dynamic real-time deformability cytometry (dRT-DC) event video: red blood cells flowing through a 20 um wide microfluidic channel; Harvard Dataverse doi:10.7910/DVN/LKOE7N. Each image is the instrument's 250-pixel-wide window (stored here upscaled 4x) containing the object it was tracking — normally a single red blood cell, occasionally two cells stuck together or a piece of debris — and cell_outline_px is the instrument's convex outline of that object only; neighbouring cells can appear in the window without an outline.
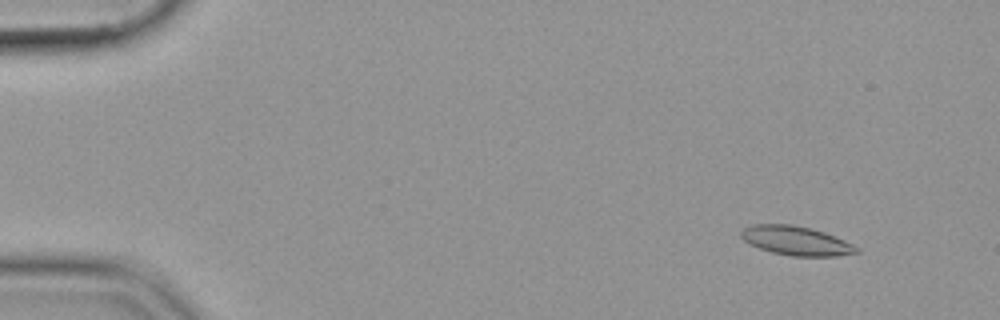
{"species": "common noctule bat (a hibernating species)", "species_latin": "Nyctalus noctula", "temperature_condition": "cold", "stored_images_in_passage": 56, "camera_frame_rate_fps": 3000, "um_per_image_px": 0.085, "animal": {"sex": "female", "body_mass_g": 19.9}, "frame": {"image": 1, "passage_image": 6, "time_ms": 1.667, "image_size_px": [1000, 320], "cell_outline_px": [[860, 252], [836, 256], [792, 256], [772, 252], [760, 248], [744, 240], [740, 236], [740, 232], [744, 228], [752, 224], [792, 224], [812, 228], [824, 232], [844, 240], [860, 248]], "centroid_in_image_um": [67.68, 20.45], "position_along_channel_um": 17.3, "area_um2": 19.54}}
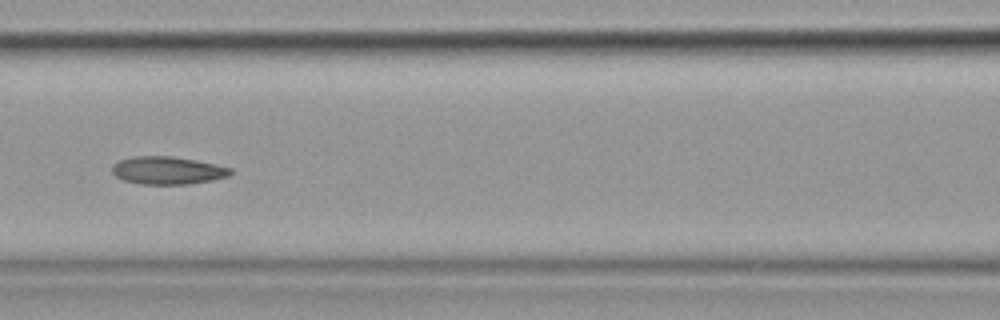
{"frame": {"image": 2, "passage_image": 26, "time_ms": 8.333, "image_size_px": [1000, 320], "cell_outline_px": [[232, 172], [228, 176], [212, 180], [188, 184], [140, 184], [124, 180], [116, 176], [112, 172], [112, 164], [120, 160], [132, 156], [172, 156], [196, 160], [216, 164], [232, 168]], "centroid_in_image_um": [14.24, 14.48], "position_along_channel_um": 152.4, "area_um2": 19.19}}
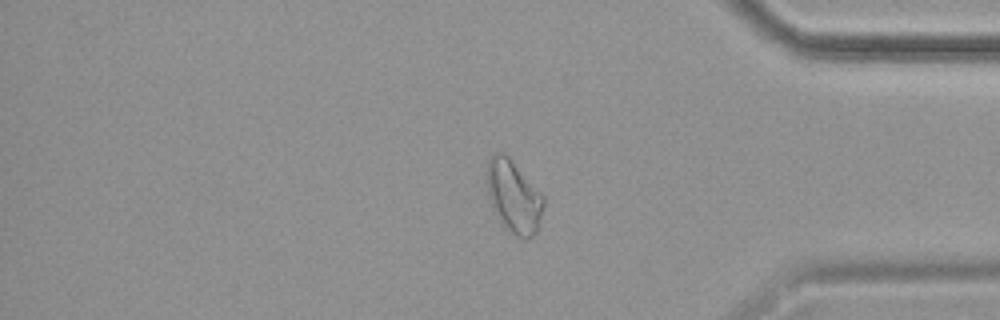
{"frame": {"image": 3, "passage_image": 47, "time_ms": 15.333, "image_size_px": [1000, 320], "cell_outline_px": [[544, 204], [540, 220], [536, 232], [528, 240], [524, 240], [516, 236], [496, 216], [492, 208], [488, 196], [484, 168], [492, 152], [504, 152], [508, 156], [544, 196]], "centroid_in_image_um": [43.62, 16.66], "position_along_channel_um": 391.6, "area_um2": 24.22}}